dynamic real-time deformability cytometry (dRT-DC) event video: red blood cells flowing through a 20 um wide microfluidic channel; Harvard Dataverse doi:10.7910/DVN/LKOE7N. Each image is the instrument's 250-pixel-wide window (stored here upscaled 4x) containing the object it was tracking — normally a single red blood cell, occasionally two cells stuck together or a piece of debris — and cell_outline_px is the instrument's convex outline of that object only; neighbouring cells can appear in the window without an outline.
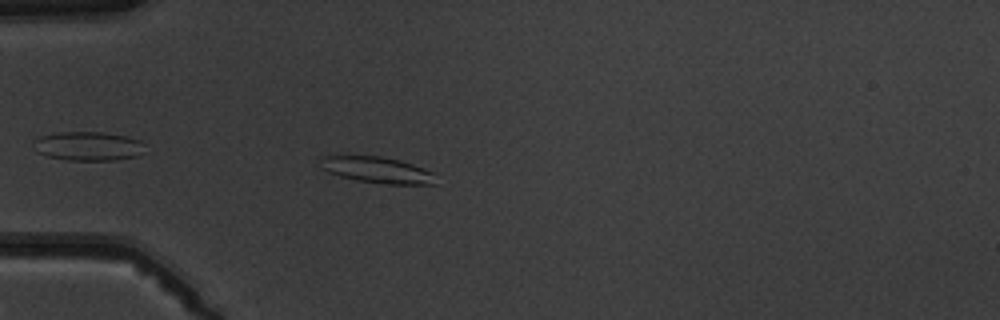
{"species": "common noctule bat (a hibernating species)", "species_latin": "Nyctalus noctula", "temperature_condition": "warm", "stored_images_in_passage": 6, "camera_frame_rate_fps": 3000, "um_per_image_px": 0.085, "animal": {"sex": "male", "body_mass_g": 19.5, "forearm_length_mm": 54.6}, "frame": {"image": 1, "passage_image": 5, "time_ms": 4.667, "image_size_px": [1000, 320], "cell_outline_px": [[436, 184], [388, 184], [356, 180], [340, 176], [328, 172], [320, 168], [324, 156], [380, 156], [400, 160], [412, 164], [432, 172]], "centroid_in_image_um": [32.06, 14.45], "position_along_channel_um": 52.9, "area_um2": 17.28}}